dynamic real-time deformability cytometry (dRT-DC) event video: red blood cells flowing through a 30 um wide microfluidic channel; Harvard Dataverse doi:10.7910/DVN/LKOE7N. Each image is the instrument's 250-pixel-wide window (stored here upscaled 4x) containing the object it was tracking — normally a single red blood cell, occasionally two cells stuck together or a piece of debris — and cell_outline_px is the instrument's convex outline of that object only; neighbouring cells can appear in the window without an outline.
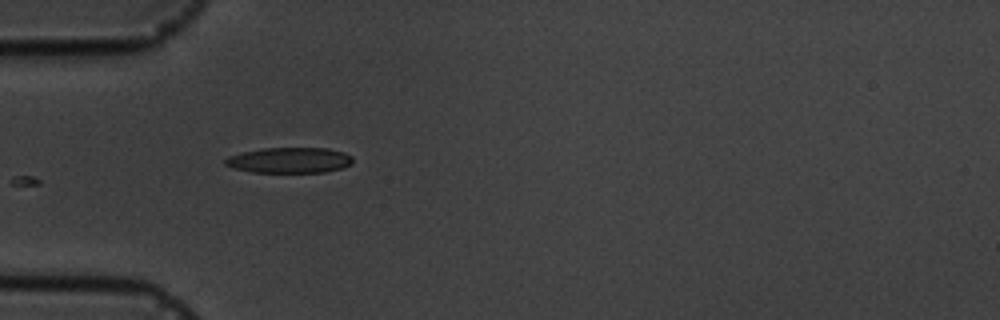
{"species": "common noctule bat (a hibernating species)", "species_latin": "Nyctalus noctula", "temperature_condition": "cold", "stored_images_in_passage": 8, "camera_frame_rate_fps": 3000, "um_per_image_px": 0.085, "animal": {"sex": "male", "body_mass_g": 19.5, "forearm_length_mm": 54.6}, "frame": {"image": 1, "passage_image": 6, "time_ms": 6.333, "image_size_px": [1000, 320], "cell_outline_px": [[352, 164], [344, 168], [324, 172], [252, 172], [236, 168], [224, 164], [224, 160], [228, 156], [244, 152], [264, 148], [328, 148], [344, 152], [352, 156]], "centroid_in_image_um": [24.65, 13.62], "position_along_channel_um": 60.3, "area_um2": 18.96}}
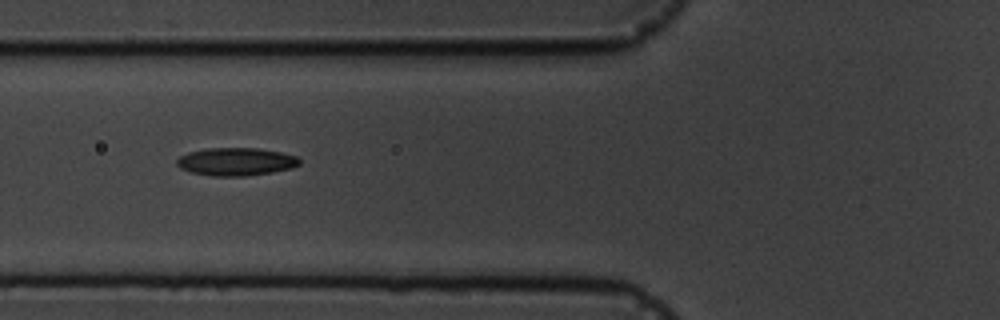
{"frame": {"image": 2, "passage_image": 7, "time_ms": 7.667, "image_size_px": [1000, 320], "cell_outline_px": [[300, 164], [292, 168], [272, 172], [244, 176], [212, 176], [192, 172], [180, 168], [176, 164], [176, 160], [180, 156], [188, 152], [208, 148], [256, 148], [280, 152], [296, 156], [300, 160]], "centroid_in_image_um": [20.05, 13.74], "position_along_channel_um": 105.8, "area_um2": 19.88}}
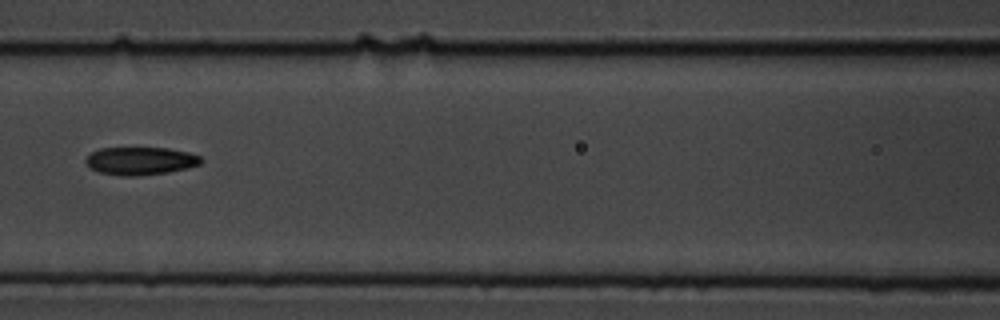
{"frame": {"image": 3, "passage_image": 8, "time_ms": 9.0, "image_size_px": [1000, 320], "cell_outline_px": [[204, 160], [200, 164], [188, 168], [168, 172], [136, 176], [124, 176], [100, 172], [92, 168], [84, 160], [92, 152], [100, 148], [168, 148], [188, 152], [200, 156]], "centroid_in_image_um": [11.98, 13.67], "position_along_channel_um": 154.6, "area_um2": 18.61}}